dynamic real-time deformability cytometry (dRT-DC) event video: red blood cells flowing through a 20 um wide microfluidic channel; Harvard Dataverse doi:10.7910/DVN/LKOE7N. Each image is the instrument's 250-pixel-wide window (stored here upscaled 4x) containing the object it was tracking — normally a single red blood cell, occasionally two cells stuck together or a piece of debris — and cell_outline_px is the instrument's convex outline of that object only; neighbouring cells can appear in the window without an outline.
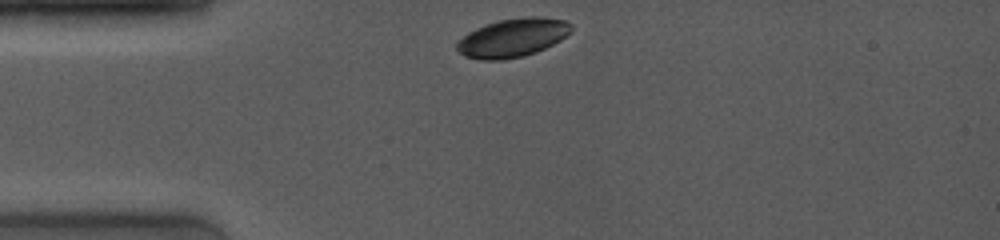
{"species": "common noctule bat (a hibernating species)", "species_latin": "Nyctalus noctula", "temperature_condition": "room temperature", "stored_images_in_passage": 9, "camera_frame_rate_fps": 4000, "um_per_image_px": 0.085, "animal": {"sex": "female", "body_mass_g": 19.0, "forearm_length_mm": 53.3}, "frame": {"image": 1, "passage_image": 1, "time_ms": 0.0, "image_size_px": [1000, 240], "cell_outline_px": [[572, 28], [560, 40], [536, 52], [524, 56], [500, 60], [480, 60], [464, 56], [456, 48], [456, 44], [468, 32], [476, 28], [500, 20], [524, 16], [540, 16], [564, 20], [572, 24]], "centroid_in_image_um": [43.57, 3.21], "position_along_channel_um": 41.4, "area_um2": 25.49}}
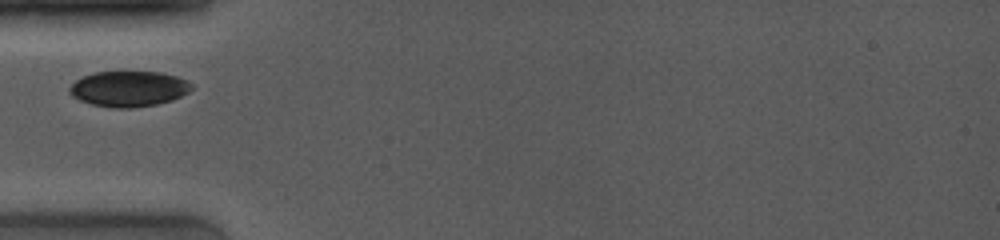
{"frame": {"image": 2, "passage_image": 4, "time_ms": 1.5, "image_size_px": [1000, 240], "cell_outline_px": [[192, 88], [188, 92], [172, 100], [156, 104], [132, 108], [112, 108], [92, 104], [80, 100], [72, 96], [68, 92], [68, 88], [76, 80], [84, 76], [96, 72], [120, 68], [160, 72], [176, 76], [188, 80], [192, 84]], "centroid_in_image_um": [10.93, 7.49], "position_along_channel_um": 74.1, "area_um2": 26.18}}
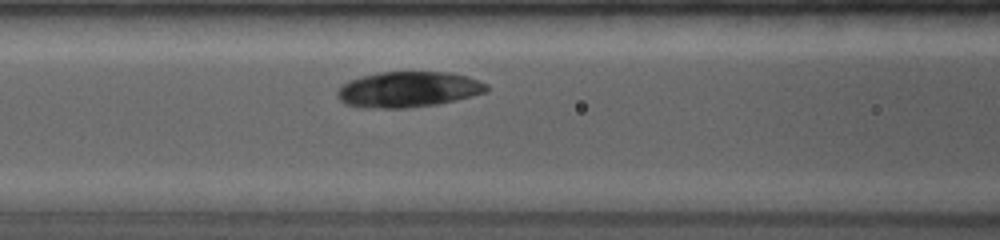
{"frame": {"image": 3, "passage_image": 7, "time_ms": 3.0, "image_size_px": [1000, 240], "cell_outline_px": [[488, 88], [484, 92], [472, 96], [456, 100], [436, 104], [408, 108], [360, 108], [344, 104], [336, 96], [336, 92], [348, 80], [360, 76], [380, 72], [452, 72], [468, 76], [488, 84]], "centroid_in_image_um": [34.67, 7.6], "position_along_channel_um": 131.9, "area_um2": 31.27}}